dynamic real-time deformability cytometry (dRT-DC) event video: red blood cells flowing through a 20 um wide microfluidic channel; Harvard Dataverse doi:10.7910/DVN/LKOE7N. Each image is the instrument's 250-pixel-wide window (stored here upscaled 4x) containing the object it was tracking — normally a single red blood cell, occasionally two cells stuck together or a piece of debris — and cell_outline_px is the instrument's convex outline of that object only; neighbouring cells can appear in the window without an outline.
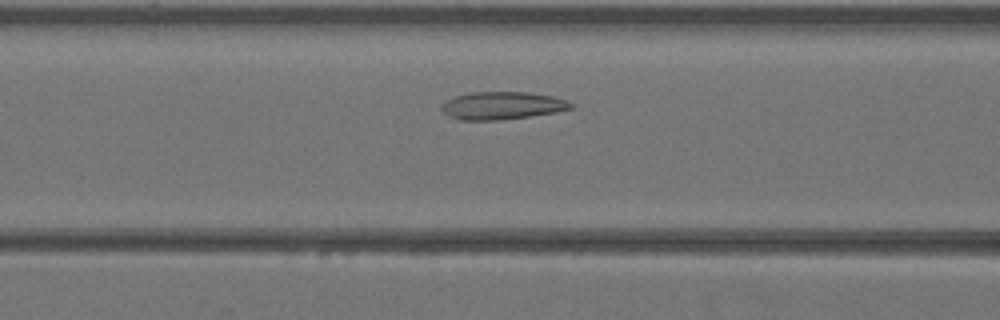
{"species": "Egyptian fruit bat (a non-hibernating species)", "species_latin": "Rousettus aegyptiacus", "temperature_condition": "warm", "stored_images_in_passage": 34, "camera_frame_rate_fps": 3000, "um_per_image_px": 0.085, "animal": {"sex": "female"}, "frame": {"image": 1, "passage_image": 9, "time_ms": 2.667, "image_size_px": [1000, 320], "cell_outline_px": [[572, 108], [556, 112], [500, 120], [460, 120], [444, 112], [440, 108], [440, 104], [444, 100], [452, 96], [472, 92], [528, 92], [552, 96], [564, 100], [572, 104]], "centroid_in_image_um": [42.61, 8.96], "position_along_channel_um": 124.0, "area_um2": 20.81}}
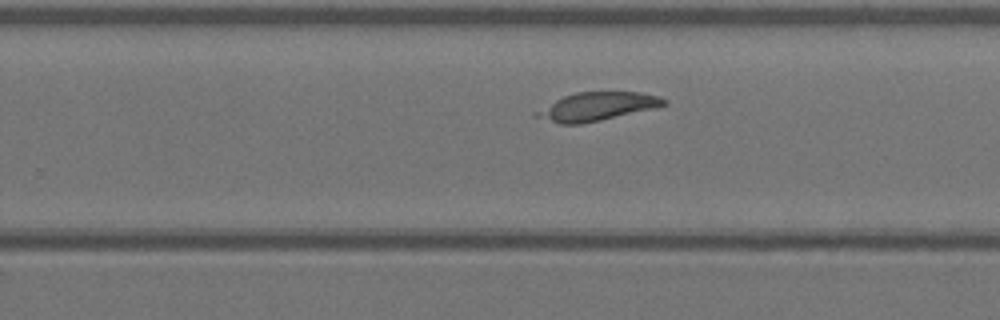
{"frame": {"image": 2, "passage_image": 19, "time_ms": 6.0, "image_size_px": [1000, 320], "cell_outline_px": [[668, 104], [652, 108], [600, 120], [580, 124], [560, 124], [532, 116], [532, 112], [564, 96], [576, 92], [640, 92], [660, 96], [668, 100]], "centroid_in_image_um": [50.71, 9.05], "position_along_channel_um": 279.1, "area_um2": 20.92}}
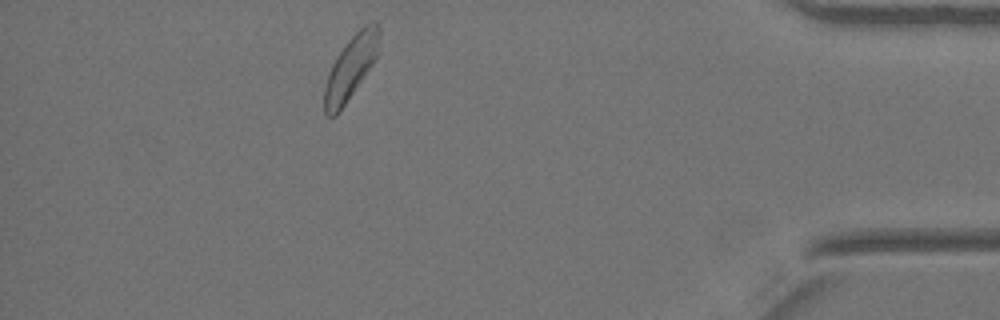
{"frame": {"image": 3, "passage_image": 30, "time_ms": 9.667, "image_size_px": [1000, 320], "cell_outline_px": [[380, 32], [376, 56], [372, 64], [336, 116], [328, 116], [324, 112], [324, 92], [328, 72], [336, 56], [344, 44], [364, 24], [376, 20], [380, 28]], "centroid_in_image_um": [29.8, 5.69], "position_along_channel_um": 405.4, "area_um2": 19.94}}